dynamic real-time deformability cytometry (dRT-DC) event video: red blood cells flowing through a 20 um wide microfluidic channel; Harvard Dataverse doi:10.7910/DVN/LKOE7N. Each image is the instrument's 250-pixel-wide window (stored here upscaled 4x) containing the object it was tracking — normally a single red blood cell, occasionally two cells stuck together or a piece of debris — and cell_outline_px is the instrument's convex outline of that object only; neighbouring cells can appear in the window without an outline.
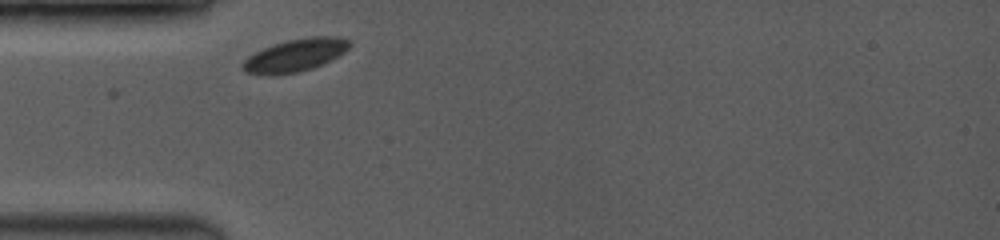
{"species": "common noctule bat (a hibernating species)", "species_latin": "Nyctalus noctula", "temperature_condition": "room temperature", "stored_images_in_passage": 10, "camera_frame_rate_fps": 3500, "um_per_image_px": 0.085, "animal": {"sex": "female", "body_mass_g": 19.0, "forearm_length_mm": 53.3}, "frame": {"image": 1, "passage_image": 1, "time_ms": 0.0, "image_size_px": [1000, 240], "cell_outline_px": [[352, 44], [344, 52], [312, 68], [296, 72], [276, 76], [268, 76], [244, 72], [240, 68], [240, 64], [248, 56], [272, 44], [288, 40], [312, 36], [340, 36], [348, 40]], "centroid_in_image_um": [25.03, 4.7], "position_along_channel_um": 60.0, "area_um2": 20.4}}
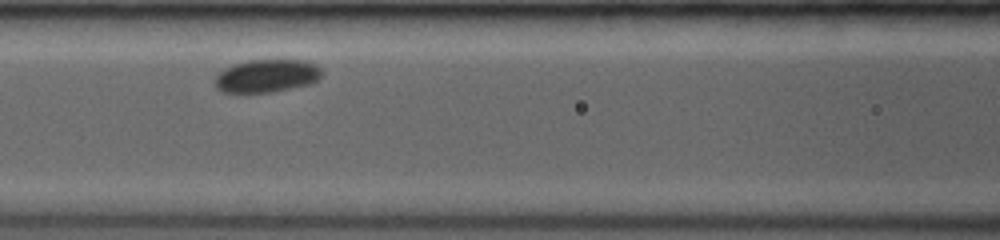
{"frame": {"image": 2, "passage_image": 4, "time_ms": 2.286, "image_size_px": [1000, 240], "cell_outline_px": [[320, 76], [316, 80], [308, 84], [272, 92], [220, 92], [216, 88], [216, 76], [224, 68], [232, 64], [248, 60], [304, 60], [316, 64], [320, 68]], "centroid_in_image_um": [22.64, 6.44], "position_along_channel_um": 144.0, "area_um2": 20.35}}
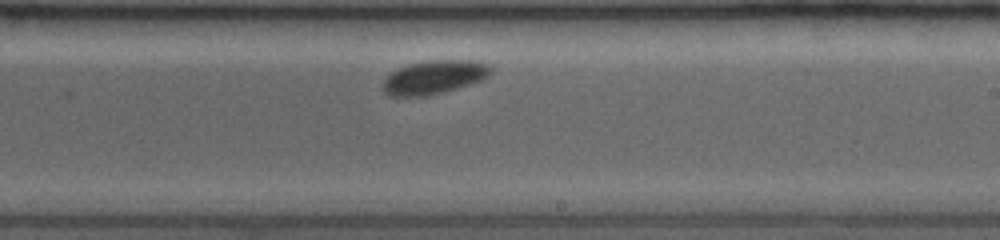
{"frame": {"image": 3, "passage_image": 9, "time_ms": 5.143, "image_size_px": [1000, 240], "cell_outline_px": [[492, 72], [488, 76], [480, 80], [444, 92], [428, 96], [388, 96], [384, 92], [380, 84], [392, 72], [408, 64], [428, 60], [472, 60], [488, 64], [492, 68]], "centroid_in_image_um": [36.87, 6.56], "position_along_channel_um": 252.1, "area_um2": 21.15}}